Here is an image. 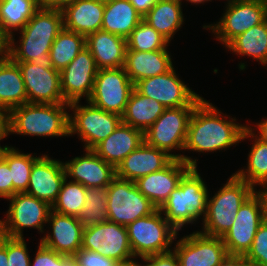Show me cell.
I'll use <instances>...</instances> for the list:
<instances>
[{"instance_id":"39","label":"cell","mask_w":267,"mask_h":266,"mask_svg":"<svg viewBox=\"0 0 267 266\" xmlns=\"http://www.w3.org/2000/svg\"><path fill=\"white\" fill-rule=\"evenodd\" d=\"M126 44V50L156 51L167 50V46L170 43L148 22L142 19L126 38Z\"/></svg>"},{"instance_id":"27","label":"cell","mask_w":267,"mask_h":266,"mask_svg":"<svg viewBox=\"0 0 267 266\" xmlns=\"http://www.w3.org/2000/svg\"><path fill=\"white\" fill-rule=\"evenodd\" d=\"M86 47L94 57L98 69L124 66L127 49L126 38L98 30L86 37Z\"/></svg>"},{"instance_id":"15","label":"cell","mask_w":267,"mask_h":266,"mask_svg":"<svg viewBox=\"0 0 267 266\" xmlns=\"http://www.w3.org/2000/svg\"><path fill=\"white\" fill-rule=\"evenodd\" d=\"M134 88L166 108L197 106L204 99L177 76L174 66L164 74L138 81Z\"/></svg>"},{"instance_id":"55","label":"cell","mask_w":267,"mask_h":266,"mask_svg":"<svg viewBox=\"0 0 267 266\" xmlns=\"http://www.w3.org/2000/svg\"><path fill=\"white\" fill-rule=\"evenodd\" d=\"M188 1H189L191 4L193 3V4H196V5H197V4L199 5V4H201V3L203 4L204 2L206 3V2H208V1H212V0H187V2H188Z\"/></svg>"},{"instance_id":"54","label":"cell","mask_w":267,"mask_h":266,"mask_svg":"<svg viewBox=\"0 0 267 266\" xmlns=\"http://www.w3.org/2000/svg\"><path fill=\"white\" fill-rule=\"evenodd\" d=\"M119 266H144V265L139 264V263L136 262V261H132V262L125 263V264H120Z\"/></svg>"},{"instance_id":"50","label":"cell","mask_w":267,"mask_h":266,"mask_svg":"<svg viewBox=\"0 0 267 266\" xmlns=\"http://www.w3.org/2000/svg\"><path fill=\"white\" fill-rule=\"evenodd\" d=\"M255 125H256V128L259 131L257 134L254 131L255 130L254 127H253V129H252L251 126H249L248 128L254 133V135L258 139H260V140H262V141L267 143V118L263 119L262 122H259V123L255 124Z\"/></svg>"},{"instance_id":"49","label":"cell","mask_w":267,"mask_h":266,"mask_svg":"<svg viewBox=\"0 0 267 266\" xmlns=\"http://www.w3.org/2000/svg\"><path fill=\"white\" fill-rule=\"evenodd\" d=\"M135 7L136 11L144 17L157 0H129Z\"/></svg>"},{"instance_id":"52","label":"cell","mask_w":267,"mask_h":266,"mask_svg":"<svg viewBox=\"0 0 267 266\" xmlns=\"http://www.w3.org/2000/svg\"><path fill=\"white\" fill-rule=\"evenodd\" d=\"M7 39L0 32V57L6 56Z\"/></svg>"},{"instance_id":"35","label":"cell","mask_w":267,"mask_h":266,"mask_svg":"<svg viewBox=\"0 0 267 266\" xmlns=\"http://www.w3.org/2000/svg\"><path fill=\"white\" fill-rule=\"evenodd\" d=\"M0 156L7 162L13 183V195L27 191L33 163L40 157L22 153L15 147L3 146Z\"/></svg>"},{"instance_id":"17","label":"cell","mask_w":267,"mask_h":266,"mask_svg":"<svg viewBox=\"0 0 267 266\" xmlns=\"http://www.w3.org/2000/svg\"><path fill=\"white\" fill-rule=\"evenodd\" d=\"M98 67L90 50L85 47L60 71L61 91L67 103L87 101L93 91Z\"/></svg>"},{"instance_id":"48","label":"cell","mask_w":267,"mask_h":266,"mask_svg":"<svg viewBox=\"0 0 267 266\" xmlns=\"http://www.w3.org/2000/svg\"><path fill=\"white\" fill-rule=\"evenodd\" d=\"M10 135L9 111L0 107V141Z\"/></svg>"},{"instance_id":"40","label":"cell","mask_w":267,"mask_h":266,"mask_svg":"<svg viewBox=\"0 0 267 266\" xmlns=\"http://www.w3.org/2000/svg\"><path fill=\"white\" fill-rule=\"evenodd\" d=\"M245 257L255 266H267V218L259 226Z\"/></svg>"},{"instance_id":"41","label":"cell","mask_w":267,"mask_h":266,"mask_svg":"<svg viewBox=\"0 0 267 266\" xmlns=\"http://www.w3.org/2000/svg\"><path fill=\"white\" fill-rule=\"evenodd\" d=\"M37 249L33 263L30 261V266H74L71 256L59 254L40 242Z\"/></svg>"},{"instance_id":"34","label":"cell","mask_w":267,"mask_h":266,"mask_svg":"<svg viewBox=\"0 0 267 266\" xmlns=\"http://www.w3.org/2000/svg\"><path fill=\"white\" fill-rule=\"evenodd\" d=\"M36 0H0V32L8 39L38 10Z\"/></svg>"},{"instance_id":"51","label":"cell","mask_w":267,"mask_h":266,"mask_svg":"<svg viewBox=\"0 0 267 266\" xmlns=\"http://www.w3.org/2000/svg\"><path fill=\"white\" fill-rule=\"evenodd\" d=\"M0 266H8L7 236L0 234Z\"/></svg>"},{"instance_id":"25","label":"cell","mask_w":267,"mask_h":266,"mask_svg":"<svg viewBox=\"0 0 267 266\" xmlns=\"http://www.w3.org/2000/svg\"><path fill=\"white\" fill-rule=\"evenodd\" d=\"M104 9V2L75 0L61 10L64 28L87 37L101 30Z\"/></svg>"},{"instance_id":"28","label":"cell","mask_w":267,"mask_h":266,"mask_svg":"<svg viewBox=\"0 0 267 266\" xmlns=\"http://www.w3.org/2000/svg\"><path fill=\"white\" fill-rule=\"evenodd\" d=\"M26 103L27 92L19 66L7 55L0 57V107L10 112Z\"/></svg>"},{"instance_id":"44","label":"cell","mask_w":267,"mask_h":266,"mask_svg":"<svg viewBox=\"0 0 267 266\" xmlns=\"http://www.w3.org/2000/svg\"><path fill=\"white\" fill-rule=\"evenodd\" d=\"M13 196V183L7 162L0 156V198Z\"/></svg>"},{"instance_id":"18","label":"cell","mask_w":267,"mask_h":266,"mask_svg":"<svg viewBox=\"0 0 267 266\" xmlns=\"http://www.w3.org/2000/svg\"><path fill=\"white\" fill-rule=\"evenodd\" d=\"M21 71L28 103H67L61 91L60 71L33 62H15Z\"/></svg>"},{"instance_id":"1","label":"cell","mask_w":267,"mask_h":266,"mask_svg":"<svg viewBox=\"0 0 267 266\" xmlns=\"http://www.w3.org/2000/svg\"><path fill=\"white\" fill-rule=\"evenodd\" d=\"M224 115L215 105L203 99L191 115L183 150L208 153L241 143L247 125L235 123V118L227 115L224 118Z\"/></svg>"},{"instance_id":"3","label":"cell","mask_w":267,"mask_h":266,"mask_svg":"<svg viewBox=\"0 0 267 266\" xmlns=\"http://www.w3.org/2000/svg\"><path fill=\"white\" fill-rule=\"evenodd\" d=\"M69 103H26L9 112L10 134L69 136Z\"/></svg>"},{"instance_id":"36","label":"cell","mask_w":267,"mask_h":266,"mask_svg":"<svg viewBox=\"0 0 267 266\" xmlns=\"http://www.w3.org/2000/svg\"><path fill=\"white\" fill-rule=\"evenodd\" d=\"M85 47V36L63 28L55 38L49 52L53 68L61 71Z\"/></svg>"},{"instance_id":"26","label":"cell","mask_w":267,"mask_h":266,"mask_svg":"<svg viewBox=\"0 0 267 266\" xmlns=\"http://www.w3.org/2000/svg\"><path fill=\"white\" fill-rule=\"evenodd\" d=\"M169 52L126 50L123 68L135 85L142 79L168 72L173 67L172 55Z\"/></svg>"},{"instance_id":"38","label":"cell","mask_w":267,"mask_h":266,"mask_svg":"<svg viewBox=\"0 0 267 266\" xmlns=\"http://www.w3.org/2000/svg\"><path fill=\"white\" fill-rule=\"evenodd\" d=\"M67 181L65 178L52 210L59 214L78 217L85 202L87 188L78 182Z\"/></svg>"},{"instance_id":"14","label":"cell","mask_w":267,"mask_h":266,"mask_svg":"<svg viewBox=\"0 0 267 266\" xmlns=\"http://www.w3.org/2000/svg\"><path fill=\"white\" fill-rule=\"evenodd\" d=\"M81 248L115 259L120 264L136 261L127 227L109 220L84 228Z\"/></svg>"},{"instance_id":"23","label":"cell","mask_w":267,"mask_h":266,"mask_svg":"<svg viewBox=\"0 0 267 266\" xmlns=\"http://www.w3.org/2000/svg\"><path fill=\"white\" fill-rule=\"evenodd\" d=\"M172 160L173 158L165 151L144 141L117 166L116 177L135 182L152 172L162 170Z\"/></svg>"},{"instance_id":"13","label":"cell","mask_w":267,"mask_h":266,"mask_svg":"<svg viewBox=\"0 0 267 266\" xmlns=\"http://www.w3.org/2000/svg\"><path fill=\"white\" fill-rule=\"evenodd\" d=\"M133 90L134 83L123 67L99 69L87 101L102 110L122 116Z\"/></svg>"},{"instance_id":"7","label":"cell","mask_w":267,"mask_h":266,"mask_svg":"<svg viewBox=\"0 0 267 266\" xmlns=\"http://www.w3.org/2000/svg\"><path fill=\"white\" fill-rule=\"evenodd\" d=\"M127 227L128 239L134 258L171 251V244L176 241L178 231L157 209L150 215L136 219Z\"/></svg>"},{"instance_id":"30","label":"cell","mask_w":267,"mask_h":266,"mask_svg":"<svg viewBox=\"0 0 267 266\" xmlns=\"http://www.w3.org/2000/svg\"><path fill=\"white\" fill-rule=\"evenodd\" d=\"M143 17L129 0L105 3L101 30L127 38Z\"/></svg>"},{"instance_id":"22","label":"cell","mask_w":267,"mask_h":266,"mask_svg":"<svg viewBox=\"0 0 267 266\" xmlns=\"http://www.w3.org/2000/svg\"><path fill=\"white\" fill-rule=\"evenodd\" d=\"M191 169L183 160L173 159L165 168L135 181L138 190L159 209Z\"/></svg>"},{"instance_id":"2","label":"cell","mask_w":267,"mask_h":266,"mask_svg":"<svg viewBox=\"0 0 267 266\" xmlns=\"http://www.w3.org/2000/svg\"><path fill=\"white\" fill-rule=\"evenodd\" d=\"M64 28L59 9H38L19 30V45L14 37L7 39L6 55L13 62H33L43 68H53L50 49L58 33ZM16 45V46H15Z\"/></svg>"},{"instance_id":"8","label":"cell","mask_w":267,"mask_h":266,"mask_svg":"<svg viewBox=\"0 0 267 266\" xmlns=\"http://www.w3.org/2000/svg\"><path fill=\"white\" fill-rule=\"evenodd\" d=\"M79 103H69V110L74 112L69 114V136L76 133L85 149H93L122 123V116L102 110L89 101L84 106Z\"/></svg>"},{"instance_id":"37","label":"cell","mask_w":267,"mask_h":266,"mask_svg":"<svg viewBox=\"0 0 267 266\" xmlns=\"http://www.w3.org/2000/svg\"><path fill=\"white\" fill-rule=\"evenodd\" d=\"M107 187H88L78 219L84 228L108 221Z\"/></svg>"},{"instance_id":"43","label":"cell","mask_w":267,"mask_h":266,"mask_svg":"<svg viewBox=\"0 0 267 266\" xmlns=\"http://www.w3.org/2000/svg\"><path fill=\"white\" fill-rule=\"evenodd\" d=\"M74 266H119L115 259L81 248L73 256Z\"/></svg>"},{"instance_id":"6","label":"cell","mask_w":267,"mask_h":266,"mask_svg":"<svg viewBox=\"0 0 267 266\" xmlns=\"http://www.w3.org/2000/svg\"><path fill=\"white\" fill-rule=\"evenodd\" d=\"M195 107L166 108L144 132V141L148 145L165 151L173 159L183 160L191 168H197V159L181 153L172 154L173 150L184 149L189 121Z\"/></svg>"},{"instance_id":"29","label":"cell","mask_w":267,"mask_h":266,"mask_svg":"<svg viewBox=\"0 0 267 266\" xmlns=\"http://www.w3.org/2000/svg\"><path fill=\"white\" fill-rule=\"evenodd\" d=\"M181 6L178 0H157L143 19L170 43L184 24Z\"/></svg>"},{"instance_id":"57","label":"cell","mask_w":267,"mask_h":266,"mask_svg":"<svg viewBox=\"0 0 267 266\" xmlns=\"http://www.w3.org/2000/svg\"><path fill=\"white\" fill-rule=\"evenodd\" d=\"M233 2H235V0H227V4H231Z\"/></svg>"},{"instance_id":"9","label":"cell","mask_w":267,"mask_h":266,"mask_svg":"<svg viewBox=\"0 0 267 266\" xmlns=\"http://www.w3.org/2000/svg\"><path fill=\"white\" fill-rule=\"evenodd\" d=\"M266 218L264 197L256 189L241 205L233 220V225L222 237L227 253L246 255L251 248L259 226Z\"/></svg>"},{"instance_id":"16","label":"cell","mask_w":267,"mask_h":266,"mask_svg":"<svg viewBox=\"0 0 267 266\" xmlns=\"http://www.w3.org/2000/svg\"><path fill=\"white\" fill-rule=\"evenodd\" d=\"M172 250L180 266H217L227 255L221 237L195 231L179 239Z\"/></svg>"},{"instance_id":"45","label":"cell","mask_w":267,"mask_h":266,"mask_svg":"<svg viewBox=\"0 0 267 266\" xmlns=\"http://www.w3.org/2000/svg\"><path fill=\"white\" fill-rule=\"evenodd\" d=\"M146 264L144 266H180L177 256L173 250L146 256L142 259Z\"/></svg>"},{"instance_id":"53","label":"cell","mask_w":267,"mask_h":266,"mask_svg":"<svg viewBox=\"0 0 267 266\" xmlns=\"http://www.w3.org/2000/svg\"><path fill=\"white\" fill-rule=\"evenodd\" d=\"M259 191L262 193L264 200H265V206H266V213H267V182L259 189Z\"/></svg>"},{"instance_id":"10","label":"cell","mask_w":267,"mask_h":266,"mask_svg":"<svg viewBox=\"0 0 267 266\" xmlns=\"http://www.w3.org/2000/svg\"><path fill=\"white\" fill-rule=\"evenodd\" d=\"M108 220L128 226L136 219L152 214L157 207L137 188L135 182L115 178L108 186Z\"/></svg>"},{"instance_id":"42","label":"cell","mask_w":267,"mask_h":266,"mask_svg":"<svg viewBox=\"0 0 267 266\" xmlns=\"http://www.w3.org/2000/svg\"><path fill=\"white\" fill-rule=\"evenodd\" d=\"M8 266H30V257L24 238L7 237Z\"/></svg>"},{"instance_id":"32","label":"cell","mask_w":267,"mask_h":266,"mask_svg":"<svg viewBox=\"0 0 267 266\" xmlns=\"http://www.w3.org/2000/svg\"><path fill=\"white\" fill-rule=\"evenodd\" d=\"M248 126L241 139L243 141L250 137L254 141L248 154V164L246 169H241L234 174L253 187L257 185L262 187L267 182V143L258 139Z\"/></svg>"},{"instance_id":"12","label":"cell","mask_w":267,"mask_h":266,"mask_svg":"<svg viewBox=\"0 0 267 266\" xmlns=\"http://www.w3.org/2000/svg\"><path fill=\"white\" fill-rule=\"evenodd\" d=\"M225 5V13L219 22L203 26V29L212 30L217 35L216 39L225 47L234 38L267 18V3L260 0H236Z\"/></svg>"},{"instance_id":"33","label":"cell","mask_w":267,"mask_h":266,"mask_svg":"<svg viewBox=\"0 0 267 266\" xmlns=\"http://www.w3.org/2000/svg\"><path fill=\"white\" fill-rule=\"evenodd\" d=\"M226 48L237 56H249L267 66V18L234 38Z\"/></svg>"},{"instance_id":"20","label":"cell","mask_w":267,"mask_h":266,"mask_svg":"<svg viewBox=\"0 0 267 266\" xmlns=\"http://www.w3.org/2000/svg\"><path fill=\"white\" fill-rule=\"evenodd\" d=\"M85 155L63 162L66 178L88 187H107L116 178V168L106 163L92 149Z\"/></svg>"},{"instance_id":"11","label":"cell","mask_w":267,"mask_h":266,"mask_svg":"<svg viewBox=\"0 0 267 266\" xmlns=\"http://www.w3.org/2000/svg\"><path fill=\"white\" fill-rule=\"evenodd\" d=\"M10 201L6 218L0 220V234L11 238H24V228H37L44 233L52 206L25 192L16 193Z\"/></svg>"},{"instance_id":"5","label":"cell","mask_w":267,"mask_h":266,"mask_svg":"<svg viewBox=\"0 0 267 266\" xmlns=\"http://www.w3.org/2000/svg\"><path fill=\"white\" fill-rule=\"evenodd\" d=\"M255 190L256 188L245 180L232 174L212 198L208 195L203 229L199 232L207 236L222 238L233 225V220L241 205Z\"/></svg>"},{"instance_id":"24","label":"cell","mask_w":267,"mask_h":266,"mask_svg":"<svg viewBox=\"0 0 267 266\" xmlns=\"http://www.w3.org/2000/svg\"><path fill=\"white\" fill-rule=\"evenodd\" d=\"M144 142V133L132 126L121 123L106 139L92 150L106 163L115 168L133 150Z\"/></svg>"},{"instance_id":"56","label":"cell","mask_w":267,"mask_h":266,"mask_svg":"<svg viewBox=\"0 0 267 266\" xmlns=\"http://www.w3.org/2000/svg\"><path fill=\"white\" fill-rule=\"evenodd\" d=\"M97 1L106 3V2H109V1H112V0H97Z\"/></svg>"},{"instance_id":"4","label":"cell","mask_w":267,"mask_h":266,"mask_svg":"<svg viewBox=\"0 0 267 266\" xmlns=\"http://www.w3.org/2000/svg\"><path fill=\"white\" fill-rule=\"evenodd\" d=\"M208 195L206 183L197 168H191L159 210L179 232L184 225L194 224L199 217H203L201 219L204 221Z\"/></svg>"},{"instance_id":"19","label":"cell","mask_w":267,"mask_h":266,"mask_svg":"<svg viewBox=\"0 0 267 266\" xmlns=\"http://www.w3.org/2000/svg\"><path fill=\"white\" fill-rule=\"evenodd\" d=\"M66 178L62 161L41 155L32 166L29 184L25 193L45 201L51 206L58 198Z\"/></svg>"},{"instance_id":"46","label":"cell","mask_w":267,"mask_h":266,"mask_svg":"<svg viewBox=\"0 0 267 266\" xmlns=\"http://www.w3.org/2000/svg\"><path fill=\"white\" fill-rule=\"evenodd\" d=\"M217 266H255L245 255L228 254Z\"/></svg>"},{"instance_id":"21","label":"cell","mask_w":267,"mask_h":266,"mask_svg":"<svg viewBox=\"0 0 267 266\" xmlns=\"http://www.w3.org/2000/svg\"><path fill=\"white\" fill-rule=\"evenodd\" d=\"M51 227V234L41 238L40 243L59 254L73 256L82 247L84 227L77 217L50 212L47 221Z\"/></svg>"},{"instance_id":"31","label":"cell","mask_w":267,"mask_h":266,"mask_svg":"<svg viewBox=\"0 0 267 266\" xmlns=\"http://www.w3.org/2000/svg\"><path fill=\"white\" fill-rule=\"evenodd\" d=\"M165 109L166 107L160 102L140 94L134 88L122 115V123L144 133L162 115Z\"/></svg>"},{"instance_id":"47","label":"cell","mask_w":267,"mask_h":266,"mask_svg":"<svg viewBox=\"0 0 267 266\" xmlns=\"http://www.w3.org/2000/svg\"><path fill=\"white\" fill-rule=\"evenodd\" d=\"M75 0H36L39 9H59L71 4Z\"/></svg>"}]
</instances>
